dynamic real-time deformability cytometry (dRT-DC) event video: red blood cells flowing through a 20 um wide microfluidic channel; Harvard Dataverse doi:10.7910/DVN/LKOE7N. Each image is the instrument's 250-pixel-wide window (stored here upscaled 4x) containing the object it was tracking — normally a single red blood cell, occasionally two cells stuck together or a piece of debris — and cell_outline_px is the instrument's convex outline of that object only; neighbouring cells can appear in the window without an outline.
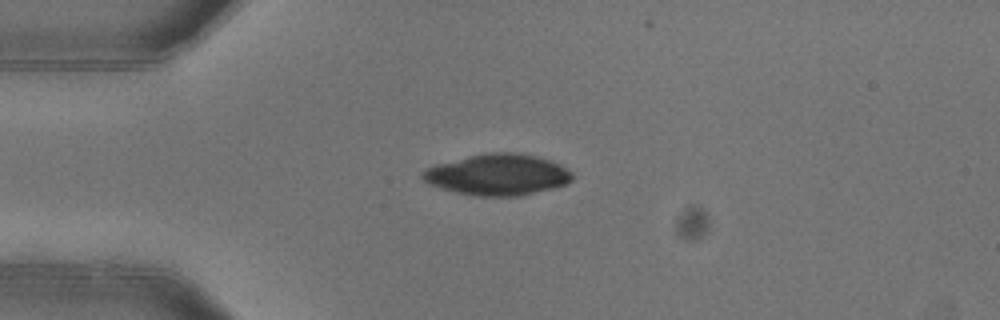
{"species": "common noctule bat (a hibernating species)", "species_latin": "Nyctalus noctula", "temperature_condition": "warm", "stored_images_in_passage": 3, "camera_frame_rate_fps": 3000, "um_per_image_px": 0.085, "animal": {"sex": "female"}, "frame": {"image": 1, "passage_image": 1, "time_ms": 0.0, "image_size_px": [1000, 320], "cell_outline_px": [[572, 180], [564, 184], [552, 188], [524, 196], [476, 196], [456, 192], [440, 188], [428, 184], [420, 176], [420, 172], [424, 168], [432, 164], [488, 152], [512, 152], [536, 156], [552, 160], [560, 164], [572, 172]], "centroid_in_image_um": [42.25, 14.84], "position_along_channel_um": 42.7, "area_um2": 36.3}}